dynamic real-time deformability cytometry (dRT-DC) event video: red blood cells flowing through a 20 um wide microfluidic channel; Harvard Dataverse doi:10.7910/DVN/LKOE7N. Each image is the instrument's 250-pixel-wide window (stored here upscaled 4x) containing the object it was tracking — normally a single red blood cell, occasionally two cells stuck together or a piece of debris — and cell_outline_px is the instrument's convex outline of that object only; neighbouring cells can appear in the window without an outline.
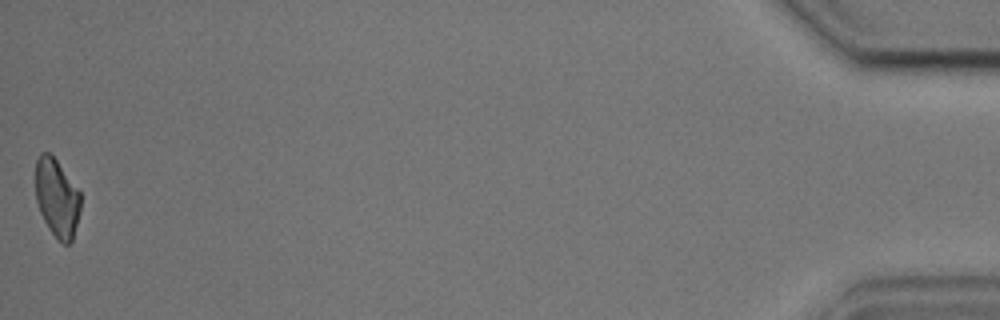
{"species": "common noctule bat (a hibernating species)", "species_latin": "Nyctalus noctula", "temperature_condition": "cold", "stored_images_in_passage": 42, "camera_frame_rate_fps": 3000, "um_per_image_px": 0.085, "animal": {"sex": "male", "body_mass_g": 17.9, "forearm_length_mm": 54.2}, "frame": {"image": 1, "passage_image": 42, "time_ms": 13.667, "image_size_px": [1000, 320], "cell_outline_px": [[80, 208], [72, 240], [68, 244], [64, 244], [48, 228], [40, 212], [36, 200], [36, 160], [40, 152], [48, 152], [56, 160], [80, 192]], "centroid_in_image_um": [4.82, 16.8], "position_along_channel_um": 430.4, "area_um2": 20.11}, "authors_computed_cell_mechanics": {"area_um2": 23.0622, "velocity_mm_per_s": 3.5985, "shape_relaxation_time_tau1_ms": 4.7942, "shape_relaxation_time_tau2_ms": 2.4843, "deformation_change_tau1": 0.1243, "deformation_change_tau2": 0.0892}}